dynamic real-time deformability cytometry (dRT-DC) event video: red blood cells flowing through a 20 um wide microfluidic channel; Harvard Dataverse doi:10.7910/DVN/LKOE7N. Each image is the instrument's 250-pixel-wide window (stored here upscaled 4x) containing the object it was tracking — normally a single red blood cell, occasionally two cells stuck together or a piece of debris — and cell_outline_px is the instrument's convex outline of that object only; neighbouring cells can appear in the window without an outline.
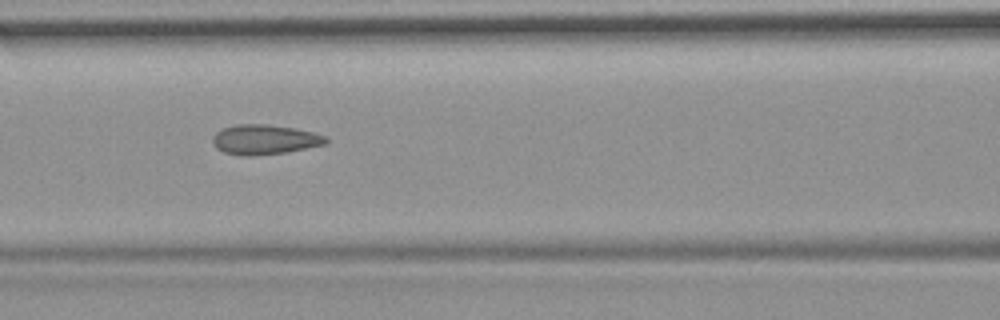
{"species": "common noctule bat (a hibernating species)", "species_latin": "Nyctalus noctula", "temperature_condition": "room temperature", "stored_images_in_passage": 55, "camera_frame_rate_fps": 3000, "um_per_image_px": 0.085, "animal": {"sex": "female", "body_mass_g": 19.9}, "frame": {"image": 1, "passage_image": 24, "time_ms": 7.667, "image_size_px": [1000, 320], "cell_outline_px": [[328, 144], [284, 152], [248, 156], [244, 156], [224, 152], [216, 148], [212, 140], [212, 136], [216, 132], [224, 128], [236, 124], [264, 124], [296, 128], [328, 136]], "centroid_in_image_um": [22.51, 11.85], "position_along_channel_um": 144.1, "area_um2": 19.65}, "authors_computed_cell_mechanics": {"area_um2": 19.652, "velocity_mm_per_s": 3.7057, "shape_relaxation_time_tau1_ms": null, "shape_relaxation_time_tau2_ms": 1.7375, "deformation_change_tau1": null, "deformation_change_tau2": 0.0791}}